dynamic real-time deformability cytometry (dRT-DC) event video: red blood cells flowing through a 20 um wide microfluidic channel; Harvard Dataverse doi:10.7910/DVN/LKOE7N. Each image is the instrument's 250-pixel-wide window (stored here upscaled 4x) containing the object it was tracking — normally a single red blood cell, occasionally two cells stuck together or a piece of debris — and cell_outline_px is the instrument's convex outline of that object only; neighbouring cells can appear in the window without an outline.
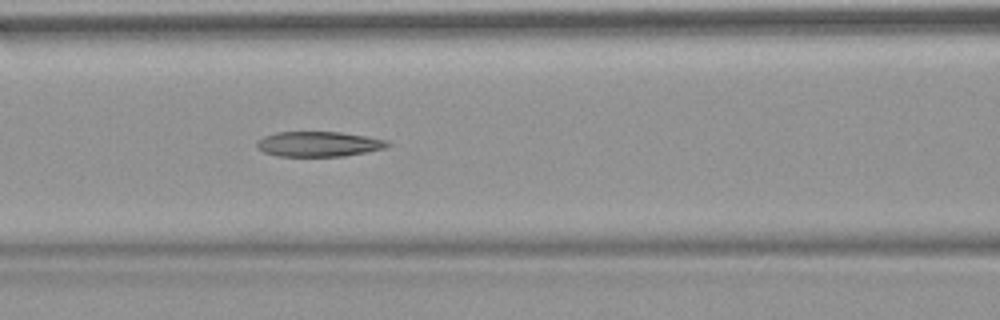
{"species": "common noctule bat (a hibernating species)", "species_latin": "Nyctalus noctula", "temperature_condition": "warm", "stored_images_in_passage": 53, "camera_frame_rate_fps": 3000, "um_per_image_px": 0.085, "animal": {"sex": "female", "body_mass_g": 18.4}, "frame": {"image": 1, "passage_image": 23, "time_ms": 7.333, "image_size_px": [1000, 320], "cell_outline_px": [[392, 144], [384, 148], [344, 156], [276, 156], [264, 152], [256, 148], [256, 140], [264, 136], [276, 132], [340, 132], [368, 136], [388, 140]], "centroid_in_image_um": [27.06, 12.24], "position_along_channel_um": 139.5, "area_um2": 19.25}, "authors_computed_cell_mechanics": {"area_um2": 20.8658, "velocity_mm_per_s": 3.8334, "shape_relaxation_time_tau1_ms": null, "shape_relaxation_time_tau2_ms": 3.7269, "deformation_change_tau1": null, "deformation_change_tau2": 0.1463}}